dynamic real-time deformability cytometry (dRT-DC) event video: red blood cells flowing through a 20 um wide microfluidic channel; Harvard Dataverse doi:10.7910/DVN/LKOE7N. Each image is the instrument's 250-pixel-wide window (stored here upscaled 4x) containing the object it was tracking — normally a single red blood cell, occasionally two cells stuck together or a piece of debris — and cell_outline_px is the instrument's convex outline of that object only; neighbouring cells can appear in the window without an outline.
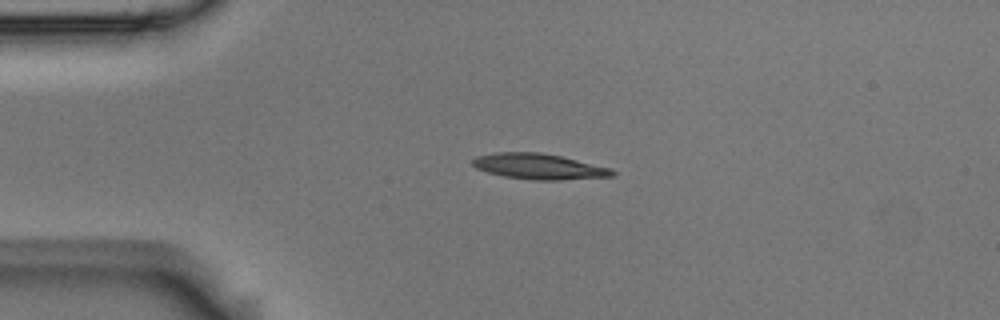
{"species": "Egyptian fruit bat (a non-hibernating species)", "species_latin": "Rousettus aegyptiacus", "temperature_condition": "room temperature", "stored_images_in_passage": 5, "camera_frame_rate_fps": 3000, "um_per_image_px": 0.085, "animal": {"sex": "male"}, "frame": {"image": 1, "passage_image": 3, "time_ms": 0.667, "image_size_px": [1000, 320], "cell_outline_px": [[616, 172], [612, 176], [560, 180], [532, 180], [504, 176], [488, 172], [476, 168], [472, 164], [472, 160], [476, 156], [496, 152], [540, 152], [560, 156], [612, 168]], "centroid_in_image_um": [45.8, 14.15], "position_along_channel_um": 39.2, "area_um2": 20.81}}
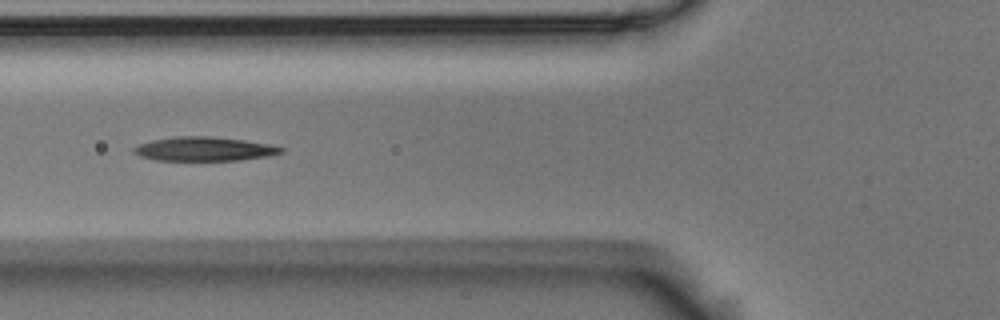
{"frame": {"image": 2, "passage_image": 5, "time_ms": 1.333, "image_size_px": [1000, 320], "cell_outline_px": [[284, 152], [268, 156], [240, 160], [156, 160], [140, 156], [132, 152], [132, 148], [140, 144], [152, 140], [172, 136], [208, 136], [244, 140], [272, 144], [284, 148]], "centroid_in_image_um": [17.37, 12.65], "position_along_channel_um": 108.4, "area_um2": 20.69}}